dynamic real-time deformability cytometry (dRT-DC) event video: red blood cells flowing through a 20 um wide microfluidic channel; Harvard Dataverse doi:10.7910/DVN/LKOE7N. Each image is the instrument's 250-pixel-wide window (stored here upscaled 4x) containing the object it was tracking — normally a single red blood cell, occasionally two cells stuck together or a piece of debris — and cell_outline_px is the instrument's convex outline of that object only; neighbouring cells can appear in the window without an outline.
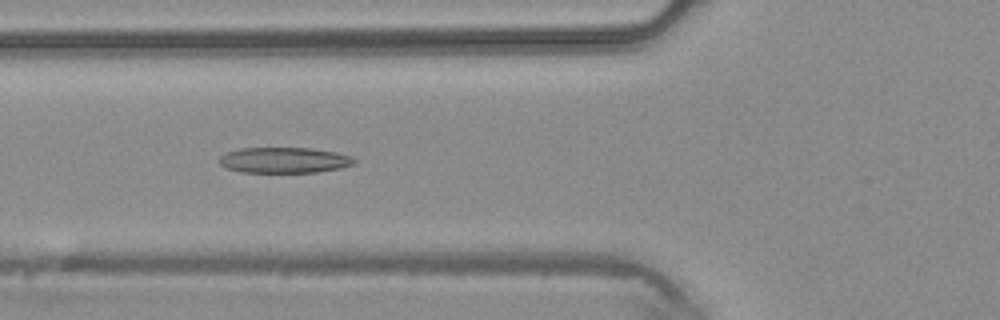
{"species": "common noctule bat (a hibernating species)", "species_latin": "Nyctalus noctula", "temperature_condition": "warm", "stored_images_in_passage": 43, "camera_frame_rate_fps": 3000, "um_per_image_px": 0.085, "animal": {"sex": "male", "body_mass_g": 20.4}, "frame": {"image": 1, "passage_image": 16, "time_ms": 5.0, "image_size_px": [1000, 320], "cell_outline_px": [[356, 164], [340, 168], [316, 172], [240, 172], [224, 168], [220, 164], [220, 156], [228, 152], [240, 148], [312, 148], [336, 152], [352, 156], [356, 160]], "centroid_in_image_um": [24.17, 13.61], "position_along_channel_um": 101.6, "area_um2": 20.29}}
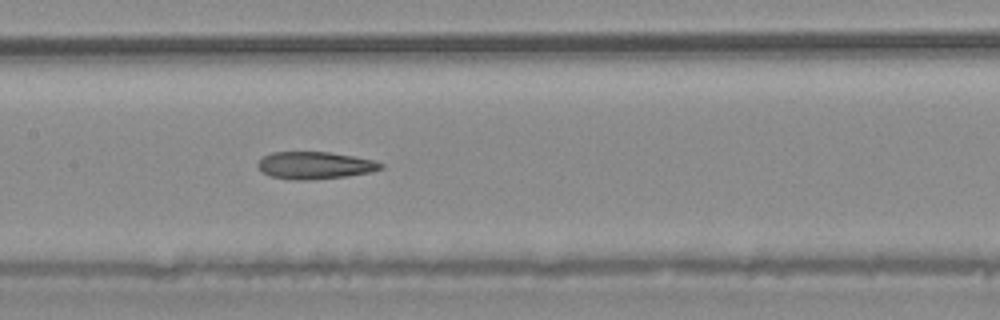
{"frame": {"image": 2, "passage_image": 21, "time_ms": 6.667, "image_size_px": [1000, 320], "cell_outline_px": [[384, 168], [372, 172], [348, 176], [312, 180], [292, 180], [268, 176], [256, 164], [264, 156], [272, 152], [328, 152], [376, 160], [384, 164]], "centroid_in_image_um": [26.81, 14.06], "position_along_channel_um": 180.6, "area_um2": 19.71}}
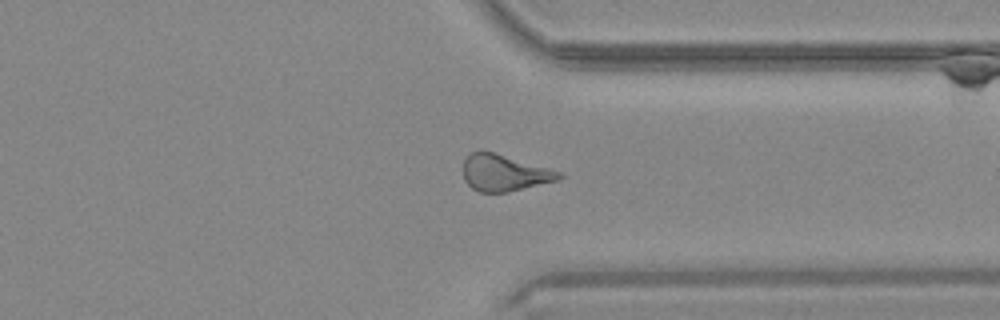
{"frame": {"image": 3, "passage_image": 33, "time_ms": 10.667, "image_size_px": [1000, 320], "cell_outline_px": [[564, 176], [556, 180], [508, 192], [480, 192], [472, 188], [464, 180], [464, 160], [472, 152], [492, 152], [564, 172]], "centroid_in_image_um": [42.88, 14.71], "position_along_channel_um": 368.5, "area_um2": 20.0}}